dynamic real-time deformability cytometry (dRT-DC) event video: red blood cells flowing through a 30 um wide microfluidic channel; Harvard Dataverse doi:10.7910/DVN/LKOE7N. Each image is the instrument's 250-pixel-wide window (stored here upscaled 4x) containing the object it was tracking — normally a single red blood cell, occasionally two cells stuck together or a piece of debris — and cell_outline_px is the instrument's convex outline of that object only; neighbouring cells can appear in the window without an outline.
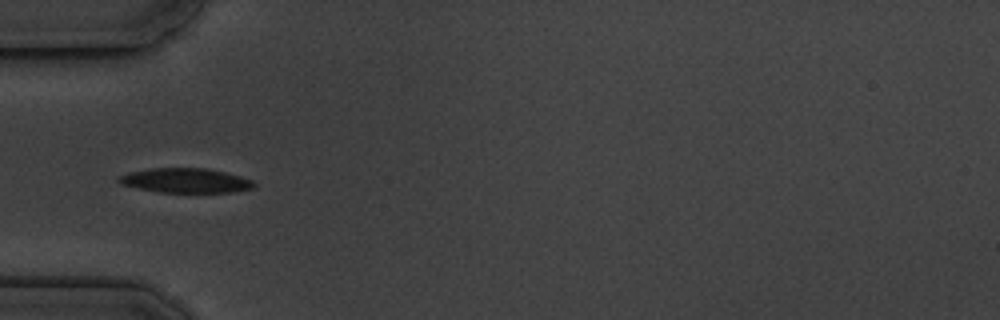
{"species": "common noctule bat (a hibernating species)", "species_latin": "Nyctalus noctula", "temperature_condition": "cold", "stored_images_in_passage": 7, "camera_frame_rate_fps": 3000, "um_per_image_px": 0.085, "animal": {"sex": "male", "body_mass_g": 19.5, "forearm_length_mm": 54.6}, "frame": {"image": 1, "passage_image": 5, "time_ms": 4.667, "image_size_px": [1000, 320], "cell_outline_px": [[256, 184], [252, 188], [232, 192], [160, 192], [120, 184], [116, 180], [116, 176], [128, 172], [152, 168], [204, 168], [224, 172], [240, 176], [252, 180]], "centroid_in_image_um": [15.73, 15.34], "position_along_channel_um": 69.3, "area_um2": 19.25}}
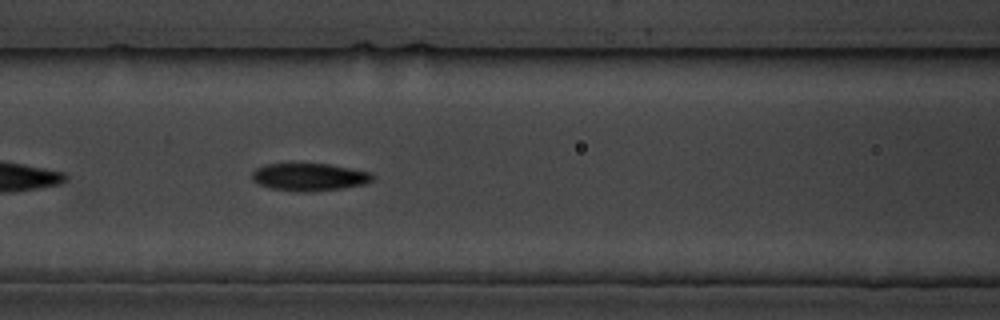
{"frame": {"image": 2, "passage_image": 7, "time_ms": 6.667, "image_size_px": [1000, 320], "cell_outline_px": [[376, 176], [372, 180], [364, 184], [340, 188], [308, 192], [300, 192], [272, 188], [260, 184], [252, 180], [252, 172], [256, 168], [264, 164], [328, 164], [352, 168], [372, 172]], "centroid_in_image_um": [26.32, 15.04], "position_along_channel_um": 140.3, "area_um2": 19.31}}